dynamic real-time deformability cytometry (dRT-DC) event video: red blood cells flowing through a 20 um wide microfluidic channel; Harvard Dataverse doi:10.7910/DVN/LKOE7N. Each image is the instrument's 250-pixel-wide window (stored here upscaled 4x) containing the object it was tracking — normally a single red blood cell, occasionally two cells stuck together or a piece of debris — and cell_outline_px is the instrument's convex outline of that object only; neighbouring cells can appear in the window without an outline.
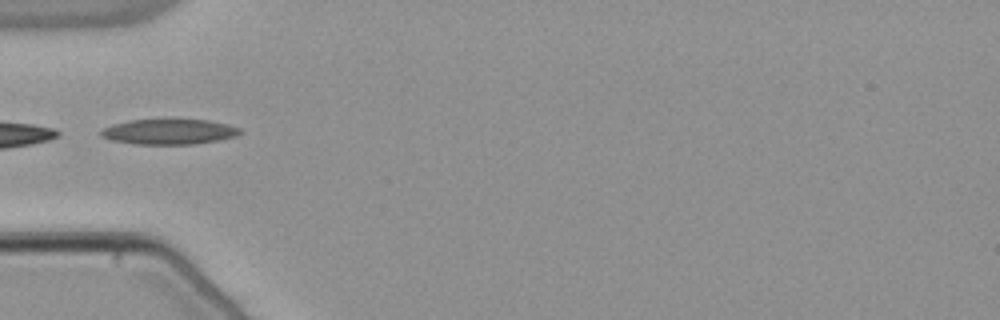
{"species": "common noctule bat (a hibernating species)", "species_latin": "Nyctalus noctula", "temperature_condition": "warm", "stored_images_in_passage": 3, "camera_frame_rate_fps": 3000, "um_per_image_px": 0.085, "animal": {"sex": "male", "body_mass_g": 21.5, "forearm_length_mm": 52.0}, "frame": {"image": 1, "passage_image": 1, "time_ms": 0.0, "image_size_px": [1000, 320], "cell_outline_px": [[244, 132], [236, 136], [220, 140], [192, 144], [136, 144], [112, 140], [100, 136], [100, 132], [104, 128], [112, 124], [128, 120], [168, 116], [172, 116], [208, 120], [228, 124], [240, 128]], "centroid_in_image_um": [14.39, 11.13], "position_along_channel_um": 70.6, "area_um2": 21.68}}